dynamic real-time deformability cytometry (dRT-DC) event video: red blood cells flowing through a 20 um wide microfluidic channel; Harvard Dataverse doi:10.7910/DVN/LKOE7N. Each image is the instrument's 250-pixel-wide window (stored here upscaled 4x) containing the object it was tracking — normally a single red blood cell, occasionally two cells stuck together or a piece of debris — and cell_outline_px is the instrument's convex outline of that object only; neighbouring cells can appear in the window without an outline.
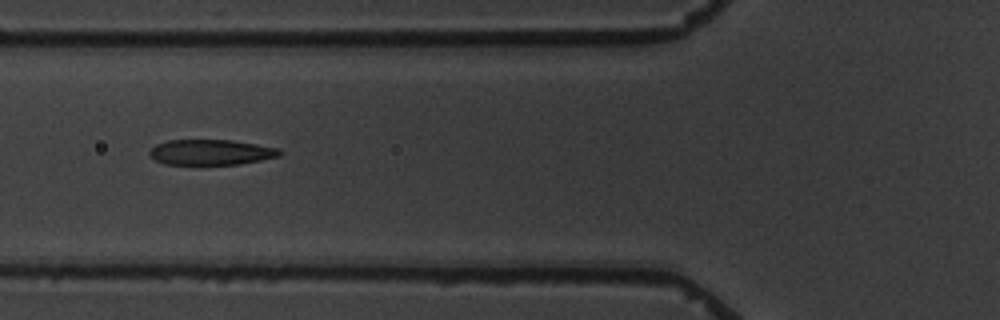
{"species": "common noctule bat (a hibernating species)", "species_latin": "Nyctalus noctula", "temperature_condition": "warm", "stored_images_in_passage": 8, "camera_frame_rate_fps": 3000, "um_per_image_px": 0.085, "animal": {"sex": "male", "body_mass_g": 19.5, "forearm_length_mm": 54.6}, "frame": {"image": 1, "passage_image": 5, "time_ms": 4.667, "image_size_px": [1000, 320], "cell_outline_px": [[284, 152], [280, 156], [240, 164], [164, 164], [156, 160], [148, 152], [156, 144], [168, 140], [232, 140], [280, 148]], "centroid_in_image_um": [17.97, 12.93], "position_along_channel_um": 107.8, "area_um2": 19.25}}
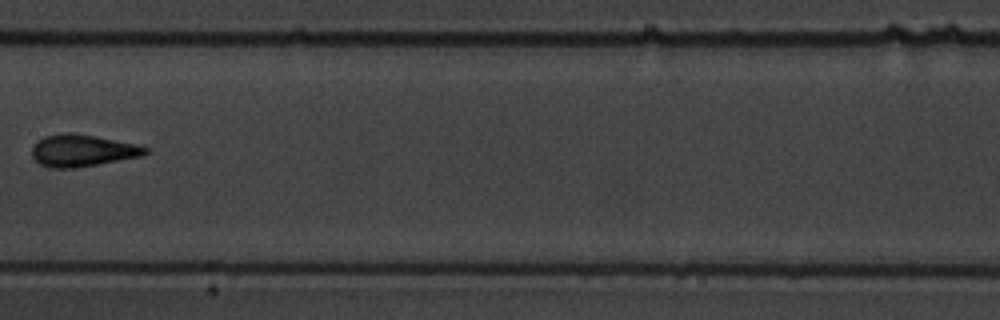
{"frame": {"image": 2, "passage_image": 7, "time_ms": 7.333, "image_size_px": [1000, 320], "cell_outline_px": [[148, 152], [144, 156], [72, 168], [48, 168], [40, 164], [32, 156], [32, 144], [36, 140], [44, 136], [64, 132], [72, 132], [96, 136], [136, 144], [148, 148]], "centroid_in_image_um": [6.97, 12.78], "position_along_channel_um": 200.4, "area_um2": 21.27}}
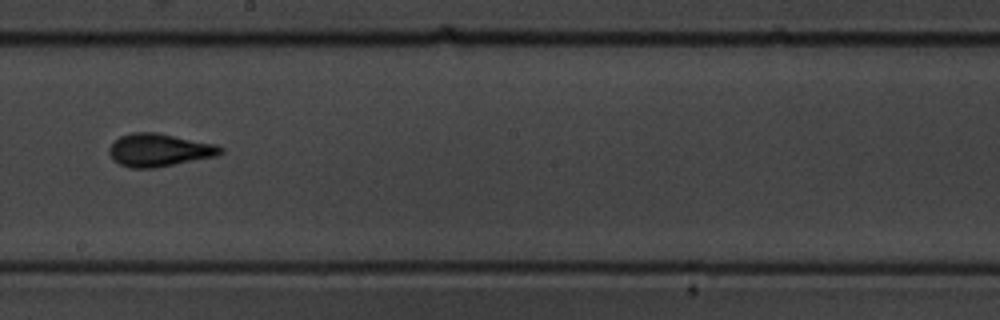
{"frame": {"image": 3, "passage_image": 8, "time_ms": 8.333, "image_size_px": [1000, 320], "cell_outline_px": [[224, 152], [216, 156], [152, 168], [128, 168], [112, 160], [108, 152], [108, 148], [120, 136], [132, 132], [156, 132], [216, 144], [224, 148]], "centroid_in_image_um": [13.51, 12.75], "position_along_channel_um": 234.7, "area_um2": 21.33}}